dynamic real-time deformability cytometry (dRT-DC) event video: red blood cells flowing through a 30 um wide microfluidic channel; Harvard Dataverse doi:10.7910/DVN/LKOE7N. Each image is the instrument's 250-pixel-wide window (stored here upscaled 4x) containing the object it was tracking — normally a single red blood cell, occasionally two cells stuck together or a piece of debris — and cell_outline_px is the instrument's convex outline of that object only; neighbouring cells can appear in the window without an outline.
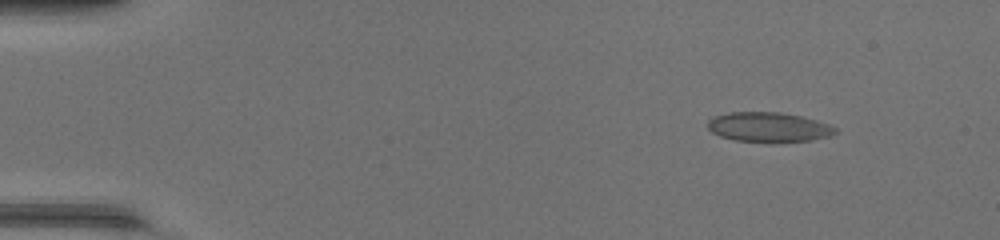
{"species": "common noctule bat (a hibernating species)", "species_latin": "Nyctalus noctula", "temperature_condition": "warm", "stored_images_in_passage": 22, "camera_frame_rate_fps": 3000, "um_per_image_px": 0.085, "animal": {"sex": "female", "body_mass_g": 17.0, "forearm_length_mm": 48.0}, "frame": {"image": 1, "passage_image": 6, "time_ms": 1.667, "image_size_px": [1000, 240], "cell_outline_px": [[840, 132], [828, 136], [812, 140], [768, 144], [736, 140], [720, 136], [712, 132], [708, 128], [708, 120], [712, 116], [732, 112], [780, 112], [800, 116], [816, 120], [828, 124], [836, 128]], "centroid_in_image_um": [65.34, 10.83], "position_along_channel_um": 19.7, "area_um2": 22.54}}
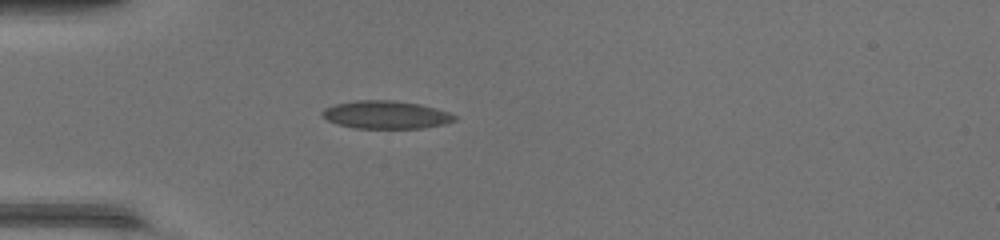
{"frame": {"image": 2, "passage_image": 15, "time_ms": 4.667, "image_size_px": [1000, 240], "cell_outline_px": [[456, 120], [444, 124], [424, 128], [356, 128], [340, 124], [328, 120], [320, 116], [320, 112], [324, 108], [336, 104], [356, 100], [392, 100], [420, 104], [448, 112], [456, 116]], "centroid_in_image_um": [32.79, 9.75], "position_along_channel_um": 52.2, "area_um2": 21.44}}
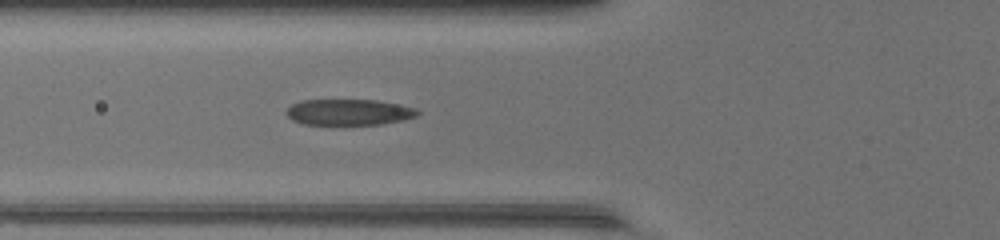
{"frame": {"image": 3, "passage_image": 19, "time_ms": 6.0, "image_size_px": [1000, 240], "cell_outline_px": [[420, 112], [416, 116], [404, 120], [380, 124], [304, 124], [292, 120], [284, 112], [292, 104], [300, 100], [376, 100], [416, 108]], "centroid_in_image_um": [29.63, 9.53], "position_along_channel_um": 96.2, "area_um2": 19.77}}